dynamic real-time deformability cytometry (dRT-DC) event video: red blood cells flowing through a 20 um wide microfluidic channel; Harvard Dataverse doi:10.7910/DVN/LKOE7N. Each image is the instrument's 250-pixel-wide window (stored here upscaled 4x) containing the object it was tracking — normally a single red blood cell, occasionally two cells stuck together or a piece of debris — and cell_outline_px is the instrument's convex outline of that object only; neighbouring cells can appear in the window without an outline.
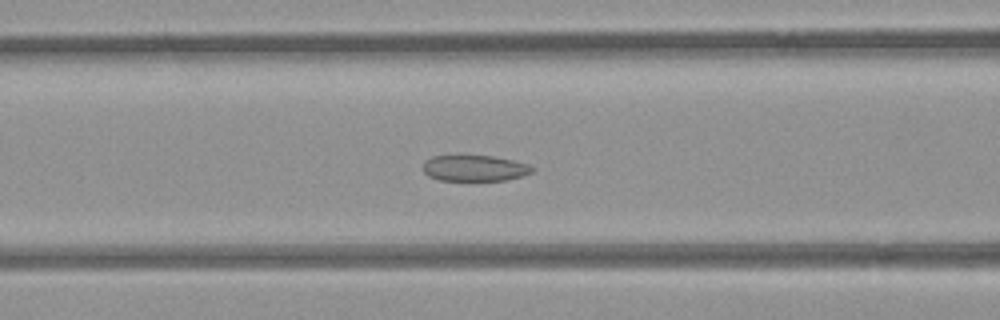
{"species": "common noctule bat (a hibernating species)", "species_latin": "Nyctalus noctula", "temperature_condition": "room temperature", "stored_images_in_passage": 53, "camera_frame_rate_fps": 3000, "um_per_image_px": 0.085, "animal": {"sex": "female", "body_mass_g": 21.9}, "frame": {"image": 1, "passage_image": 21, "time_ms": 6.667, "image_size_px": [1000, 320], "cell_outline_px": [[536, 168], [532, 172], [520, 176], [504, 180], [440, 180], [428, 176], [424, 172], [424, 160], [432, 156], [492, 156], [512, 160], [528, 164]], "centroid_in_image_um": [40.33, 14.29], "position_along_channel_um": 126.3, "area_um2": 16.36}}
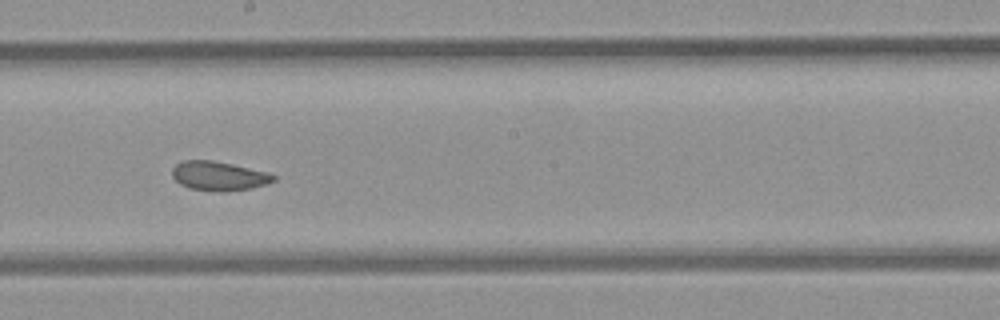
{"frame": {"image": 2, "passage_image": 29, "time_ms": 9.333, "image_size_px": [1000, 320], "cell_outline_px": [[276, 180], [252, 188], [220, 192], [188, 188], [180, 184], [172, 176], [172, 168], [176, 164], [184, 160], [212, 160], [232, 164], [268, 172], [276, 176]], "centroid_in_image_um": [18.58, 14.95], "position_along_channel_um": 229.6, "area_um2": 17.22}}
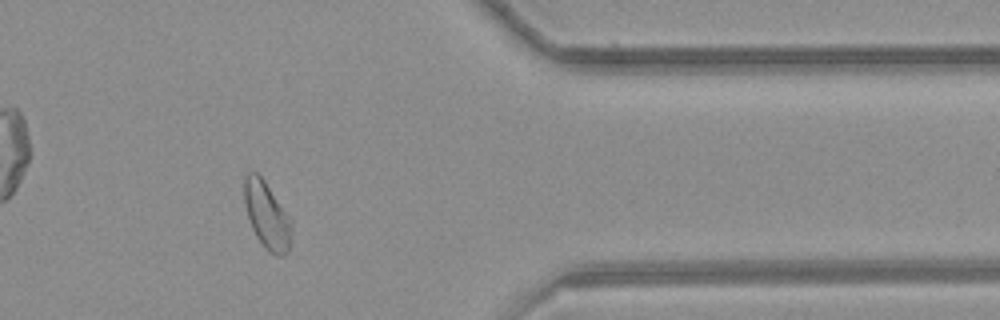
{"frame": {"image": 3, "passage_image": 43, "time_ms": 14.0, "image_size_px": [1000, 320], "cell_outline_px": [[292, 224], [288, 252], [284, 256], [276, 256], [268, 252], [256, 236], [252, 228], [244, 204], [244, 176], [248, 172], [256, 172], [264, 180], [292, 220]], "centroid_in_image_um": [22.68, 18.31], "position_along_channel_um": 388.7, "area_um2": 18.44}, "authors_computed_cell_mechanics": {"area_um2": 19.0162, "velocity_mm_per_s": 3.874, "shape_relaxation_time_tau1_ms": null, "shape_relaxation_time_tau2_ms": 1.8448, "deformation_change_tau1": null, "deformation_change_tau2": 0.0798}}